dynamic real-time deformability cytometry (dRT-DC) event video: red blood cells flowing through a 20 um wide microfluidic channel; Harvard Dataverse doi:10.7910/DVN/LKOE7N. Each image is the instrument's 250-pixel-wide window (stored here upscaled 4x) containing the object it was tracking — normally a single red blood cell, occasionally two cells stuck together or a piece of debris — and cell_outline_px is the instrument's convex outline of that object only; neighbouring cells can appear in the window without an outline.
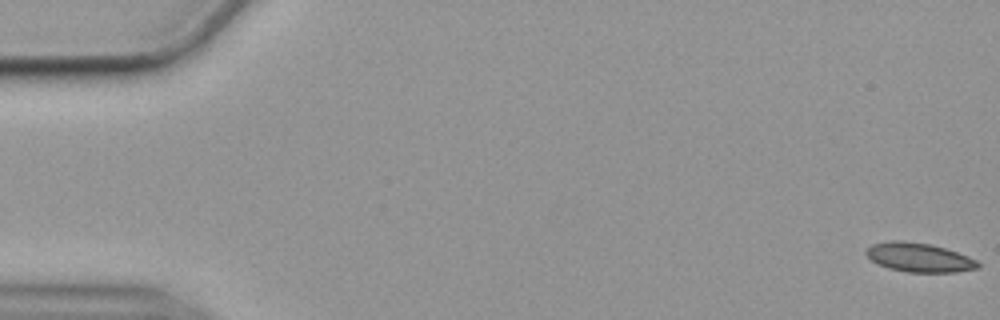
{"species": "common noctule bat (a hibernating species)", "species_latin": "Nyctalus noctula", "temperature_condition": "cold", "stored_images_in_passage": 57, "camera_frame_rate_fps": 3000, "um_per_image_px": 0.085, "animal": {"sex": "female", "body_mass_g": 19.9}, "frame": {"image": 1, "passage_image": 1, "time_ms": 0.0, "image_size_px": [1000, 320], "cell_outline_px": [[980, 268], [956, 272], [908, 272], [888, 268], [872, 260], [864, 252], [872, 244], [892, 240], [900, 240], [932, 244], [968, 256], [976, 260], [980, 264]], "centroid_in_image_um": [78.14, 21.88], "position_along_channel_um": 6.9, "area_um2": 18.84}}
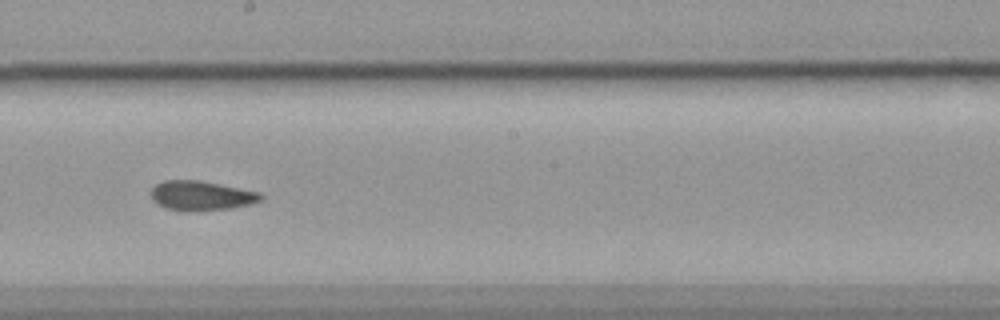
{"frame": {"image": 2, "passage_image": 32, "time_ms": 10.333, "image_size_px": [1000, 320], "cell_outline_px": [[264, 200], [252, 204], [232, 208], [192, 212], [188, 212], [168, 208], [156, 204], [152, 200], [152, 188], [156, 184], [164, 180], [200, 180], [260, 192], [264, 196]], "centroid_in_image_um": [17.15, 16.64], "position_along_channel_um": 231.1, "area_um2": 19.19}}
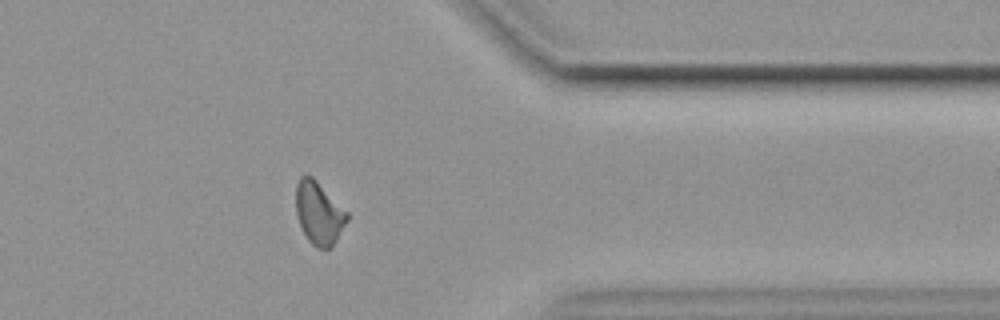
{"frame": {"image": 3, "passage_image": 46, "time_ms": 15.0, "image_size_px": [1000, 320], "cell_outline_px": [[348, 220], [332, 248], [316, 248], [308, 240], [296, 216], [296, 184], [300, 176], [312, 176], [348, 212]], "centroid_in_image_um": [27.11, 18.12], "position_along_channel_um": 384.3, "area_um2": 18.67}, "authors_computed_cell_mechanics": {"area_um2": 19.0162, "velocity_mm_per_s": 3.5449, "shape_relaxation_time_tau1_ms": null, "shape_relaxation_time_tau2_ms": 4.43, "deformation_change_tau1": null, "deformation_change_tau2": 0.107}}